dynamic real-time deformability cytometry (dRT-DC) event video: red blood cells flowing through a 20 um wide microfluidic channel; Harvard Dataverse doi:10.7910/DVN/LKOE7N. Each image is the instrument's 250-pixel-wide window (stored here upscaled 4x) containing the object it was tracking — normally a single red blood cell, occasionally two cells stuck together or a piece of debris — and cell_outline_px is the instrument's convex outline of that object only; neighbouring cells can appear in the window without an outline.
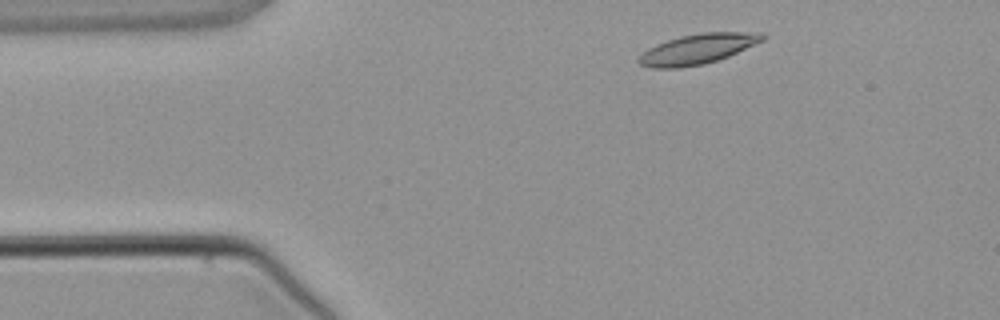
{"species": "common noctule bat (a hibernating species)", "species_latin": "Nyctalus noctula", "temperature_condition": "warm", "stored_images_in_passage": 2, "camera_frame_rate_fps": 3000, "um_per_image_px": 0.085, "animal": {"sex": "male", "body_mass_g": 21.5, "forearm_length_mm": 52.0}, "frame": {"image": 1, "passage_image": 1, "time_ms": 0.0, "image_size_px": [1000, 320], "cell_outline_px": [[768, 36], [764, 40], [728, 56], [704, 64], [676, 68], [652, 68], [640, 64], [636, 60], [648, 48], [656, 44], [680, 36], [700, 32], [764, 32]], "centroid_in_image_um": [59.32, 4.15], "position_along_channel_um": 25.7, "area_um2": 21.68}}